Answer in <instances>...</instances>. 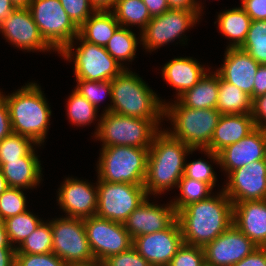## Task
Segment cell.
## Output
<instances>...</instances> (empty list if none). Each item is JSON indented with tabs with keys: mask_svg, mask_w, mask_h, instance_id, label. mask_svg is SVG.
Listing matches in <instances>:
<instances>
[{
	"mask_svg": "<svg viewBox=\"0 0 266 266\" xmlns=\"http://www.w3.org/2000/svg\"><path fill=\"white\" fill-rule=\"evenodd\" d=\"M12 132L31 138L37 146L46 140L51 109L39 84L29 82L10 95H4ZM45 139V140H44Z\"/></svg>",
	"mask_w": 266,
	"mask_h": 266,
	"instance_id": "3957f363",
	"label": "cell"
},
{
	"mask_svg": "<svg viewBox=\"0 0 266 266\" xmlns=\"http://www.w3.org/2000/svg\"><path fill=\"white\" fill-rule=\"evenodd\" d=\"M219 91V75L209 72L191 89L182 94L178 100L193 109L216 108Z\"/></svg>",
	"mask_w": 266,
	"mask_h": 266,
	"instance_id": "4316f807",
	"label": "cell"
},
{
	"mask_svg": "<svg viewBox=\"0 0 266 266\" xmlns=\"http://www.w3.org/2000/svg\"><path fill=\"white\" fill-rule=\"evenodd\" d=\"M216 109L222 114H248L252 111V99L238 87L219 76Z\"/></svg>",
	"mask_w": 266,
	"mask_h": 266,
	"instance_id": "f1b7e54d",
	"label": "cell"
},
{
	"mask_svg": "<svg viewBox=\"0 0 266 266\" xmlns=\"http://www.w3.org/2000/svg\"><path fill=\"white\" fill-rule=\"evenodd\" d=\"M42 221V219H39L38 216H35V214L28 210L4 220L3 222L10 244L15 249L19 247L23 241L35 231Z\"/></svg>",
	"mask_w": 266,
	"mask_h": 266,
	"instance_id": "d6a6232c",
	"label": "cell"
},
{
	"mask_svg": "<svg viewBox=\"0 0 266 266\" xmlns=\"http://www.w3.org/2000/svg\"><path fill=\"white\" fill-rule=\"evenodd\" d=\"M205 263L203 247L183 243L168 266H203Z\"/></svg>",
	"mask_w": 266,
	"mask_h": 266,
	"instance_id": "ab89813d",
	"label": "cell"
},
{
	"mask_svg": "<svg viewBox=\"0 0 266 266\" xmlns=\"http://www.w3.org/2000/svg\"><path fill=\"white\" fill-rule=\"evenodd\" d=\"M98 206L96 216L124 223L128 216L148 197L143 185L110 183L97 179Z\"/></svg>",
	"mask_w": 266,
	"mask_h": 266,
	"instance_id": "8fae6325",
	"label": "cell"
},
{
	"mask_svg": "<svg viewBox=\"0 0 266 266\" xmlns=\"http://www.w3.org/2000/svg\"><path fill=\"white\" fill-rule=\"evenodd\" d=\"M224 55V63L215 72L252 99L255 76L260 64L241 48H226Z\"/></svg>",
	"mask_w": 266,
	"mask_h": 266,
	"instance_id": "44dd1931",
	"label": "cell"
},
{
	"mask_svg": "<svg viewBox=\"0 0 266 266\" xmlns=\"http://www.w3.org/2000/svg\"><path fill=\"white\" fill-rule=\"evenodd\" d=\"M111 102L105 112L141 119H162L165 100L150 89L135 72L125 69L111 80Z\"/></svg>",
	"mask_w": 266,
	"mask_h": 266,
	"instance_id": "277c9868",
	"label": "cell"
},
{
	"mask_svg": "<svg viewBox=\"0 0 266 266\" xmlns=\"http://www.w3.org/2000/svg\"><path fill=\"white\" fill-rule=\"evenodd\" d=\"M233 224L257 247H266V200L233 204Z\"/></svg>",
	"mask_w": 266,
	"mask_h": 266,
	"instance_id": "7402d4cb",
	"label": "cell"
},
{
	"mask_svg": "<svg viewBox=\"0 0 266 266\" xmlns=\"http://www.w3.org/2000/svg\"><path fill=\"white\" fill-rule=\"evenodd\" d=\"M74 266H104V264L102 262L95 261L90 264H82V265H74Z\"/></svg>",
	"mask_w": 266,
	"mask_h": 266,
	"instance_id": "91938a15",
	"label": "cell"
},
{
	"mask_svg": "<svg viewBox=\"0 0 266 266\" xmlns=\"http://www.w3.org/2000/svg\"><path fill=\"white\" fill-rule=\"evenodd\" d=\"M120 26L111 10H96L80 27L79 36L92 44L105 47Z\"/></svg>",
	"mask_w": 266,
	"mask_h": 266,
	"instance_id": "484cf974",
	"label": "cell"
},
{
	"mask_svg": "<svg viewBox=\"0 0 266 266\" xmlns=\"http://www.w3.org/2000/svg\"><path fill=\"white\" fill-rule=\"evenodd\" d=\"M194 151L161 127L149 148L143 185L147 195H161L162 192L177 187L184 175L186 157Z\"/></svg>",
	"mask_w": 266,
	"mask_h": 266,
	"instance_id": "7a4b0ae2",
	"label": "cell"
},
{
	"mask_svg": "<svg viewBox=\"0 0 266 266\" xmlns=\"http://www.w3.org/2000/svg\"><path fill=\"white\" fill-rule=\"evenodd\" d=\"M255 128L251 113L221 115L206 150L218 153L226 146L240 141Z\"/></svg>",
	"mask_w": 266,
	"mask_h": 266,
	"instance_id": "cb8c5ba5",
	"label": "cell"
},
{
	"mask_svg": "<svg viewBox=\"0 0 266 266\" xmlns=\"http://www.w3.org/2000/svg\"><path fill=\"white\" fill-rule=\"evenodd\" d=\"M221 115L216 108H188L178 99L174 103H164L163 117L173 125V130H165L192 150L208 148Z\"/></svg>",
	"mask_w": 266,
	"mask_h": 266,
	"instance_id": "5b68a950",
	"label": "cell"
},
{
	"mask_svg": "<svg viewBox=\"0 0 266 266\" xmlns=\"http://www.w3.org/2000/svg\"><path fill=\"white\" fill-rule=\"evenodd\" d=\"M213 166L209 161L202 160L201 158L195 161L185 163L184 175L188 178L205 182L212 188L216 186V172L213 171Z\"/></svg>",
	"mask_w": 266,
	"mask_h": 266,
	"instance_id": "b9f144b4",
	"label": "cell"
},
{
	"mask_svg": "<svg viewBox=\"0 0 266 266\" xmlns=\"http://www.w3.org/2000/svg\"><path fill=\"white\" fill-rule=\"evenodd\" d=\"M251 116L255 127L266 129V94L252 100Z\"/></svg>",
	"mask_w": 266,
	"mask_h": 266,
	"instance_id": "f6af8a7d",
	"label": "cell"
},
{
	"mask_svg": "<svg viewBox=\"0 0 266 266\" xmlns=\"http://www.w3.org/2000/svg\"><path fill=\"white\" fill-rule=\"evenodd\" d=\"M0 248H14L9 242L3 221H0Z\"/></svg>",
	"mask_w": 266,
	"mask_h": 266,
	"instance_id": "11a10c76",
	"label": "cell"
},
{
	"mask_svg": "<svg viewBox=\"0 0 266 266\" xmlns=\"http://www.w3.org/2000/svg\"><path fill=\"white\" fill-rule=\"evenodd\" d=\"M97 122L94 137L102 147L135 146L149 149L159 131L161 119H141L114 112H104Z\"/></svg>",
	"mask_w": 266,
	"mask_h": 266,
	"instance_id": "8992f818",
	"label": "cell"
},
{
	"mask_svg": "<svg viewBox=\"0 0 266 266\" xmlns=\"http://www.w3.org/2000/svg\"><path fill=\"white\" fill-rule=\"evenodd\" d=\"M15 248H0V266H15Z\"/></svg>",
	"mask_w": 266,
	"mask_h": 266,
	"instance_id": "f5cc1de1",
	"label": "cell"
},
{
	"mask_svg": "<svg viewBox=\"0 0 266 266\" xmlns=\"http://www.w3.org/2000/svg\"><path fill=\"white\" fill-rule=\"evenodd\" d=\"M241 7L252 21L266 20V0H242Z\"/></svg>",
	"mask_w": 266,
	"mask_h": 266,
	"instance_id": "bcb514c9",
	"label": "cell"
},
{
	"mask_svg": "<svg viewBox=\"0 0 266 266\" xmlns=\"http://www.w3.org/2000/svg\"><path fill=\"white\" fill-rule=\"evenodd\" d=\"M15 8L10 0H0V24L11 15Z\"/></svg>",
	"mask_w": 266,
	"mask_h": 266,
	"instance_id": "db71d44e",
	"label": "cell"
},
{
	"mask_svg": "<svg viewBox=\"0 0 266 266\" xmlns=\"http://www.w3.org/2000/svg\"><path fill=\"white\" fill-rule=\"evenodd\" d=\"M63 9L79 28L97 9L90 0H59Z\"/></svg>",
	"mask_w": 266,
	"mask_h": 266,
	"instance_id": "60d3db41",
	"label": "cell"
},
{
	"mask_svg": "<svg viewBox=\"0 0 266 266\" xmlns=\"http://www.w3.org/2000/svg\"><path fill=\"white\" fill-rule=\"evenodd\" d=\"M233 266H266V247H257L250 255Z\"/></svg>",
	"mask_w": 266,
	"mask_h": 266,
	"instance_id": "c3c4849f",
	"label": "cell"
},
{
	"mask_svg": "<svg viewBox=\"0 0 266 266\" xmlns=\"http://www.w3.org/2000/svg\"><path fill=\"white\" fill-rule=\"evenodd\" d=\"M69 122L76 126H86L96 120L98 109L94 107L75 89L72 91L66 104Z\"/></svg>",
	"mask_w": 266,
	"mask_h": 266,
	"instance_id": "836d02e7",
	"label": "cell"
},
{
	"mask_svg": "<svg viewBox=\"0 0 266 266\" xmlns=\"http://www.w3.org/2000/svg\"><path fill=\"white\" fill-rule=\"evenodd\" d=\"M52 237L50 221H42L35 231L16 248V253L46 254L52 252Z\"/></svg>",
	"mask_w": 266,
	"mask_h": 266,
	"instance_id": "d590c367",
	"label": "cell"
},
{
	"mask_svg": "<svg viewBox=\"0 0 266 266\" xmlns=\"http://www.w3.org/2000/svg\"><path fill=\"white\" fill-rule=\"evenodd\" d=\"M177 187L180 190V196L171 200V204L178 213L189 204L205 200L211 196L213 188L201 181L182 176Z\"/></svg>",
	"mask_w": 266,
	"mask_h": 266,
	"instance_id": "1f68e13d",
	"label": "cell"
},
{
	"mask_svg": "<svg viewBox=\"0 0 266 266\" xmlns=\"http://www.w3.org/2000/svg\"><path fill=\"white\" fill-rule=\"evenodd\" d=\"M16 8H28L31 0H10Z\"/></svg>",
	"mask_w": 266,
	"mask_h": 266,
	"instance_id": "6f0895ef",
	"label": "cell"
},
{
	"mask_svg": "<svg viewBox=\"0 0 266 266\" xmlns=\"http://www.w3.org/2000/svg\"><path fill=\"white\" fill-rule=\"evenodd\" d=\"M170 9L202 11L203 6L197 0H167Z\"/></svg>",
	"mask_w": 266,
	"mask_h": 266,
	"instance_id": "f907efd6",
	"label": "cell"
},
{
	"mask_svg": "<svg viewBox=\"0 0 266 266\" xmlns=\"http://www.w3.org/2000/svg\"><path fill=\"white\" fill-rule=\"evenodd\" d=\"M75 39L80 46L74 49L77 42L73 40L59 52L66 60H73L75 79L111 81L125 70L105 47L89 43L79 35Z\"/></svg>",
	"mask_w": 266,
	"mask_h": 266,
	"instance_id": "ba28073f",
	"label": "cell"
},
{
	"mask_svg": "<svg viewBox=\"0 0 266 266\" xmlns=\"http://www.w3.org/2000/svg\"><path fill=\"white\" fill-rule=\"evenodd\" d=\"M29 10L44 40L59 53L79 34L59 0H31Z\"/></svg>",
	"mask_w": 266,
	"mask_h": 266,
	"instance_id": "30bf717a",
	"label": "cell"
},
{
	"mask_svg": "<svg viewBox=\"0 0 266 266\" xmlns=\"http://www.w3.org/2000/svg\"><path fill=\"white\" fill-rule=\"evenodd\" d=\"M148 9V12L152 17L162 15L167 12L170 8L167 0H142Z\"/></svg>",
	"mask_w": 266,
	"mask_h": 266,
	"instance_id": "816d5d0a",
	"label": "cell"
},
{
	"mask_svg": "<svg viewBox=\"0 0 266 266\" xmlns=\"http://www.w3.org/2000/svg\"><path fill=\"white\" fill-rule=\"evenodd\" d=\"M75 90L86 98L94 107L99 109V103L108 95L111 100V81H92L76 79Z\"/></svg>",
	"mask_w": 266,
	"mask_h": 266,
	"instance_id": "f35d334b",
	"label": "cell"
},
{
	"mask_svg": "<svg viewBox=\"0 0 266 266\" xmlns=\"http://www.w3.org/2000/svg\"><path fill=\"white\" fill-rule=\"evenodd\" d=\"M183 243L181 227L176 219L164 230L135 237L132 246L152 266H168Z\"/></svg>",
	"mask_w": 266,
	"mask_h": 266,
	"instance_id": "2e32d148",
	"label": "cell"
},
{
	"mask_svg": "<svg viewBox=\"0 0 266 266\" xmlns=\"http://www.w3.org/2000/svg\"><path fill=\"white\" fill-rule=\"evenodd\" d=\"M57 192V201L65 216L86 219L95 216L98 206V189L77 178H66Z\"/></svg>",
	"mask_w": 266,
	"mask_h": 266,
	"instance_id": "d6986e66",
	"label": "cell"
},
{
	"mask_svg": "<svg viewBox=\"0 0 266 266\" xmlns=\"http://www.w3.org/2000/svg\"><path fill=\"white\" fill-rule=\"evenodd\" d=\"M257 246L234 224L204 247L206 264L210 266H233Z\"/></svg>",
	"mask_w": 266,
	"mask_h": 266,
	"instance_id": "ac0fdd59",
	"label": "cell"
},
{
	"mask_svg": "<svg viewBox=\"0 0 266 266\" xmlns=\"http://www.w3.org/2000/svg\"><path fill=\"white\" fill-rule=\"evenodd\" d=\"M35 149L19 160H8L0 167L9 187L32 189L39 185L42 168Z\"/></svg>",
	"mask_w": 266,
	"mask_h": 266,
	"instance_id": "d4e9b609",
	"label": "cell"
},
{
	"mask_svg": "<svg viewBox=\"0 0 266 266\" xmlns=\"http://www.w3.org/2000/svg\"><path fill=\"white\" fill-rule=\"evenodd\" d=\"M15 266H68L53 252L46 254H15Z\"/></svg>",
	"mask_w": 266,
	"mask_h": 266,
	"instance_id": "7bdbcfd3",
	"label": "cell"
},
{
	"mask_svg": "<svg viewBox=\"0 0 266 266\" xmlns=\"http://www.w3.org/2000/svg\"><path fill=\"white\" fill-rule=\"evenodd\" d=\"M218 193L177 213L185 244L204 248L233 224V203L222 189Z\"/></svg>",
	"mask_w": 266,
	"mask_h": 266,
	"instance_id": "6da1fadb",
	"label": "cell"
},
{
	"mask_svg": "<svg viewBox=\"0 0 266 266\" xmlns=\"http://www.w3.org/2000/svg\"><path fill=\"white\" fill-rule=\"evenodd\" d=\"M112 8L110 10L114 13L120 26L123 27L129 28L138 25L142 31L151 20L148 9L142 0H117Z\"/></svg>",
	"mask_w": 266,
	"mask_h": 266,
	"instance_id": "4dcf8cb0",
	"label": "cell"
},
{
	"mask_svg": "<svg viewBox=\"0 0 266 266\" xmlns=\"http://www.w3.org/2000/svg\"><path fill=\"white\" fill-rule=\"evenodd\" d=\"M201 13L203 12L169 9L162 15L152 17L140 32L141 39L139 41L142 42L140 44L148 52L154 51L168 42L172 43L178 38L185 44L184 40L187 39L184 35L185 31L199 22Z\"/></svg>",
	"mask_w": 266,
	"mask_h": 266,
	"instance_id": "7c38bea8",
	"label": "cell"
},
{
	"mask_svg": "<svg viewBox=\"0 0 266 266\" xmlns=\"http://www.w3.org/2000/svg\"><path fill=\"white\" fill-rule=\"evenodd\" d=\"M191 57H177L166 63L162 70L164 80L176 89V99L198 83L211 68H204ZM206 69V70H205Z\"/></svg>",
	"mask_w": 266,
	"mask_h": 266,
	"instance_id": "603a6c76",
	"label": "cell"
},
{
	"mask_svg": "<svg viewBox=\"0 0 266 266\" xmlns=\"http://www.w3.org/2000/svg\"><path fill=\"white\" fill-rule=\"evenodd\" d=\"M147 197L123 223L132 239L168 228L176 219L177 212L170 203L159 206Z\"/></svg>",
	"mask_w": 266,
	"mask_h": 266,
	"instance_id": "ffe728a7",
	"label": "cell"
},
{
	"mask_svg": "<svg viewBox=\"0 0 266 266\" xmlns=\"http://www.w3.org/2000/svg\"><path fill=\"white\" fill-rule=\"evenodd\" d=\"M9 188L5 177L3 176L2 170L0 169V195Z\"/></svg>",
	"mask_w": 266,
	"mask_h": 266,
	"instance_id": "680465c9",
	"label": "cell"
},
{
	"mask_svg": "<svg viewBox=\"0 0 266 266\" xmlns=\"http://www.w3.org/2000/svg\"><path fill=\"white\" fill-rule=\"evenodd\" d=\"M217 17L220 33L229 38V41H233L226 48H240L246 40L252 22L246 11L240 6L225 10Z\"/></svg>",
	"mask_w": 266,
	"mask_h": 266,
	"instance_id": "83f0119b",
	"label": "cell"
},
{
	"mask_svg": "<svg viewBox=\"0 0 266 266\" xmlns=\"http://www.w3.org/2000/svg\"><path fill=\"white\" fill-rule=\"evenodd\" d=\"M52 252L68 266L95 262L83 219L60 217L50 220Z\"/></svg>",
	"mask_w": 266,
	"mask_h": 266,
	"instance_id": "9c48e42d",
	"label": "cell"
},
{
	"mask_svg": "<svg viewBox=\"0 0 266 266\" xmlns=\"http://www.w3.org/2000/svg\"><path fill=\"white\" fill-rule=\"evenodd\" d=\"M97 10H110L115 5L117 0H90Z\"/></svg>",
	"mask_w": 266,
	"mask_h": 266,
	"instance_id": "9f6ffc18",
	"label": "cell"
},
{
	"mask_svg": "<svg viewBox=\"0 0 266 266\" xmlns=\"http://www.w3.org/2000/svg\"><path fill=\"white\" fill-rule=\"evenodd\" d=\"M24 189L9 187L0 195V221L27 211Z\"/></svg>",
	"mask_w": 266,
	"mask_h": 266,
	"instance_id": "74e56055",
	"label": "cell"
},
{
	"mask_svg": "<svg viewBox=\"0 0 266 266\" xmlns=\"http://www.w3.org/2000/svg\"><path fill=\"white\" fill-rule=\"evenodd\" d=\"M0 32L6 41L24 51H55L41 36L29 8H15L0 24Z\"/></svg>",
	"mask_w": 266,
	"mask_h": 266,
	"instance_id": "e0dca14e",
	"label": "cell"
},
{
	"mask_svg": "<svg viewBox=\"0 0 266 266\" xmlns=\"http://www.w3.org/2000/svg\"><path fill=\"white\" fill-rule=\"evenodd\" d=\"M240 48L259 64L266 65V20L251 22L246 40Z\"/></svg>",
	"mask_w": 266,
	"mask_h": 266,
	"instance_id": "e575fe53",
	"label": "cell"
},
{
	"mask_svg": "<svg viewBox=\"0 0 266 266\" xmlns=\"http://www.w3.org/2000/svg\"><path fill=\"white\" fill-rule=\"evenodd\" d=\"M87 239L96 261L103 262L110 256L127 251L133 239L123 223L91 216L83 219Z\"/></svg>",
	"mask_w": 266,
	"mask_h": 266,
	"instance_id": "4fadbf2b",
	"label": "cell"
},
{
	"mask_svg": "<svg viewBox=\"0 0 266 266\" xmlns=\"http://www.w3.org/2000/svg\"><path fill=\"white\" fill-rule=\"evenodd\" d=\"M214 164L219 165L226 175L233 170L243 167L251 162L266 159V130L255 128L240 141L228 145L218 153L201 150Z\"/></svg>",
	"mask_w": 266,
	"mask_h": 266,
	"instance_id": "5bb4252c",
	"label": "cell"
},
{
	"mask_svg": "<svg viewBox=\"0 0 266 266\" xmlns=\"http://www.w3.org/2000/svg\"><path fill=\"white\" fill-rule=\"evenodd\" d=\"M227 178L222 190L233 204L247 200H266V159L233 170Z\"/></svg>",
	"mask_w": 266,
	"mask_h": 266,
	"instance_id": "9a60e30c",
	"label": "cell"
},
{
	"mask_svg": "<svg viewBox=\"0 0 266 266\" xmlns=\"http://www.w3.org/2000/svg\"><path fill=\"white\" fill-rule=\"evenodd\" d=\"M0 92V141L12 133L8 106Z\"/></svg>",
	"mask_w": 266,
	"mask_h": 266,
	"instance_id": "7dc6e473",
	"label": "cell"
},
{
	"mask_svg": "<svg viewBox=\"0 0 266 266\" xmlns=\"http://www.w3.org/2000/svg\"><path fill=\"white\" fill-rule=\"evenodd\" d=\"M149 149L135 146L102 147L97 173L101 181L144 185Z\"/></svg>",
	"mask_w": 266,
	"mask_h": 266,
	"instance_id": "52a82bcc",
	"label": "cell"
},
{
	"mask_svg": "<svg viewBox=\"0 0 266 266\" xmlns=\"http://www.w3.org/2000/svg\"><path fill=\"white\" fill-rule=\"evenodd\" d=\"M139 39L141 38H137L130 28L119 26L108 41L105 49L121 66L129 69L122 62L134 60L138 43H140L138 42Z\"/></svg>",
	"mask_w": 266,
	"mask_h": 266,
	"instance_id": "f546056e",
	"label": "cell"
},
{
	"mask_svg": "<svg viewBox=\"0 0 266 266\" xmlns=\"http://www.w3.org/2000/svg\"><path fill=\"white\" fill-rule=\"evenodd\" d=\"M266 94V65L260 64L255 76L252 100Z\"/></svg>",
	"mask_w": 266,
	"mask_h": 266,
	"instance_id": "681fc988",
	"label": "cell"
},
{
	"mask_svg": "<svg viewBox=\"0 0 266 266\" xmlns=\"http://www.w3.org/2000/svg\"><path fill=\"white\" fill-rule=\"evenodd\" d=\"M102 263L104 266H152L133 246L127 251L108 257Z\"/></svg>",
	"mask_w": 266,
	"mask_h": 266,
	"instance_id": "ee69618b",
	"label": "cell"
},
{
	"mask_svg": "<svg viewBox=\"0 0 266 266\" xmlns=\"http://www.w3.org/2000/svg\"><path fill=\"white\" fill-rule=\"evenodd\" d=\"M36 145L31 138L12 132L0 141V167L8 160H19L26 156Z\"/></svg>",
	"mask_w": 266,
	"mask_h": 266,
	"instance_id": "8d00e7d4",
	"label": "cell"
}]
</instances>
